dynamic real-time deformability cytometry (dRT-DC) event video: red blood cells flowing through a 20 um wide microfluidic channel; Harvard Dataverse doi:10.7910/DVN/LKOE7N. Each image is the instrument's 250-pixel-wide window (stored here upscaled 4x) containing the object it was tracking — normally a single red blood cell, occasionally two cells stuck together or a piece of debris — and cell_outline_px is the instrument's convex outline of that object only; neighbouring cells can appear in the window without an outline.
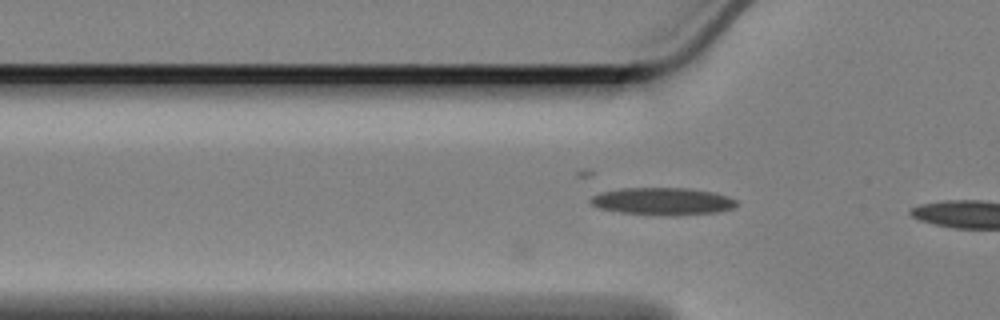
{"species": "Egyptian fruit bat (a non-hibernating species)", "species_latin": "Rousettus aegyptiacus", "temperature_condition": "cold", "stored_images_in_passage": 5, "camera_frame_rate_fps": 3000, "um_per_image_px": 0.085, "animal": {"sex": "female"}, "frame": {"image": 1, "passage_image": 5, "time_ms": 1.333, "image_size_px": [1000, 320], "cell_outline_px": [[740, 204], [732, 208], [720, 212], [680, 216], [664, 216], [620, 212], [600, 208], [592, 204], [588, 200], [592, 196], [600, 192], [620, 188], [688, 188], [712, 192], [728, 196], [736, 200]], "centroid_in_image_um": [56.35, 17.12], "position_along_channel_um": 69.4, "area_um2": 23.64}}